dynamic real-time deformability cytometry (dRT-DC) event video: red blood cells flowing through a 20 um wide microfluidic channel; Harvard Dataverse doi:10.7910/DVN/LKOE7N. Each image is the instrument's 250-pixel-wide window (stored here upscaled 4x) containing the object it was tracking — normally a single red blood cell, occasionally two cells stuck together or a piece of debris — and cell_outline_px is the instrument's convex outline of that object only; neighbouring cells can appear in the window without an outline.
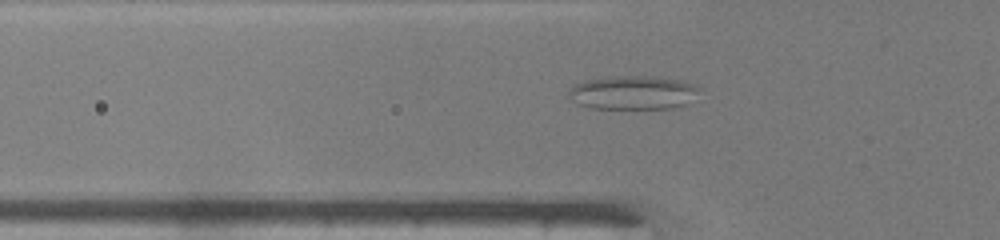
{"species": "common noctule bat (a hibernating species)", "species_latin": "Nyctalus noctula", "temperature_condition": "warm", "stored_images_in_passage": 43, "camera_frame_rate_fps": 3000, "um_per_image_px": 0.085, "animal": {"sex": "male", "body_mass_g": 19.0, "forearm_length_mm": 50.8}, "frame": {"image": 1, "passage_image": 12, "time_ms": 3.667, "image_size_px": [1000, 240], "cell_outline_px": [[700, 88], [684, 104], [672, 108], [592, 108], [580, 104], [572, 100], [568, 96], [568, 92], [576, 84], [588, 80], [616, 76], [640, 76], [676, 80], [696, 84]], "centroid_in_image_um": [53.76, 7.87], "position_along_channel_um": 72.0, "area_um2": 24.85}}
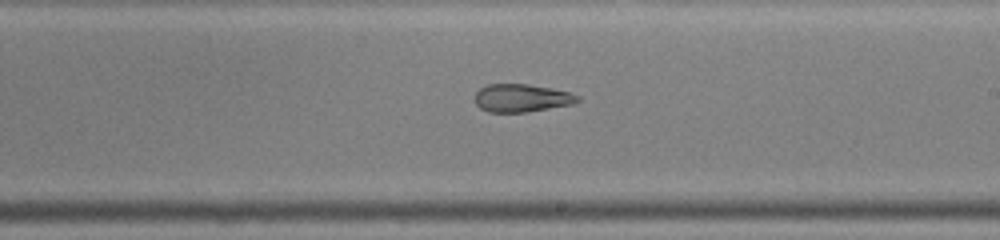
{"frame": {"image": 2, "passage_image": 24, "time_ms": 7.667, "image_size_px": [1000, 240], "cell_outline_px": [[580, 100], [572, 104], [524, 112], [488, 112], [480, 108], [476, 104], [476, 92], [480, 88], [488, 84], [528, 84], [552, 88], [568, 92], [580, 96]], "centroid_in_image_um": [44.33, 8.32], "position_along_channel_um": 244.7, "area_um2": 16.59}}
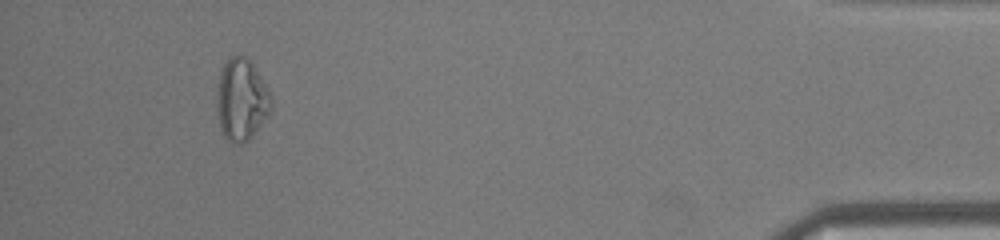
{"frame": {"image": 3, "passage_image": 40, "time_ms": 13.0, "image_size_px": [1000, 240], "cell_outline_px": [[272, 108], [268, 116], [252, 136], [248, 140], [240, 144], [232, 144], [224, 136], [220, 128], [216, 104], [216, 96], [220, 72], [224, 60], [228, 56], [244, 56], [252, 64], [268, 88], [272, 96]], "centroid_in_image_um": [20.52, 8.48], "position_along_channel_um": 414.7, "area_um2": 26.18}}